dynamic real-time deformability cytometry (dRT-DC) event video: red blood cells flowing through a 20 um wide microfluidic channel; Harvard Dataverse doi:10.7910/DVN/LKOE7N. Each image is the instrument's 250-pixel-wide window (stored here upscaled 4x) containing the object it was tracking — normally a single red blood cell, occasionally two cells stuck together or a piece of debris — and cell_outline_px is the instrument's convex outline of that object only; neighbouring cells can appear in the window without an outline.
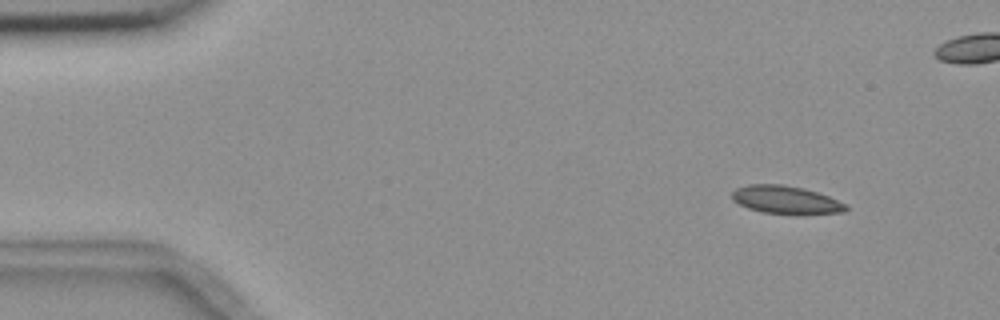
{"species": "common noctule bat (a hibernating species)", "species_latin": "Nyctalus noctula", "temperature_condition": "room temperature", "stored_images_in_passage": 5, "camera_frame_rate_fps": 3000, "um_per_image_px": 0.085, "animal": {"sex": "female", "body_mass_g": 18.4}, "frame": {"image": 1, "passage_image": 1, "time_ms": 0.0, "image_size_px": [1000, 320], "cell_outline_px": [[848, 208], [844, 212], [764, 212], [748, 208], [732, 200], [732, 192], [736, 188], [748, 184], [784, 184], [804, 188], [828, 196], [848, 204]], "centroid_in_image_um": [66.76, 16.93], "position_along_channel_um": 18.2, "area_um2": 17.92}}